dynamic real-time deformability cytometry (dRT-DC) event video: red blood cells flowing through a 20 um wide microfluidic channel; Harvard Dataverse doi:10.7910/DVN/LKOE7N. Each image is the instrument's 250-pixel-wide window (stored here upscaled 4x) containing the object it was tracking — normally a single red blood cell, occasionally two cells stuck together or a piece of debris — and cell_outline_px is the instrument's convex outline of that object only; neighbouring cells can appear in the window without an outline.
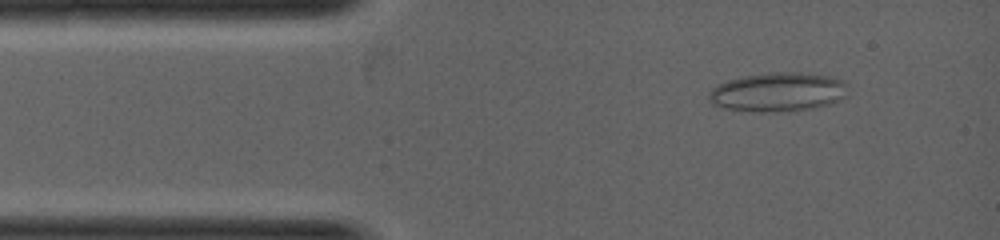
{"species": "common noctule bat (a hibernating species)", "species_latin": "Nyctalus noctula", "temperature_condition": "warm", "stored_images_in_passage": 6, "camera_frame_rate_fps": 5000, "um_per_image_px": 0.085, "animal": {"sex": "female", "body_mass_g": 19.0, "forearm_length_mm": 53.3}, "frame": {"image": 1, "passage_image": 2, "time_ms": 0.2, "image_size_px": [1000, 240], "cell_outline_px": [[848, 96], [840, 100], [828, 104], [812, 108], [788, 112], [752, 112], [724, 108], [712, 104], [708, 100], [708, 96], [712, 88], [716, 84], [728, 80], [744, 76], [768, 72], [800, 72], [832, 76], [844, 80], [848, 84]], "centroid_in_image_um": [66.16, 7.82], "position_along_channel_um": 18.8, "area_um2": 32.37}}
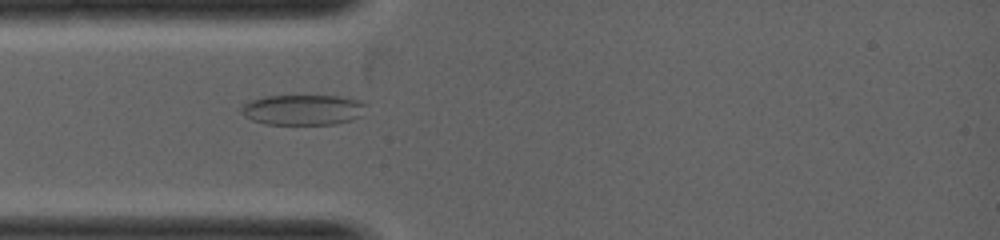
{"frame": {"image": 2, "passage_image": 6, "time_ms": 1.2, "image_size_px": [1000, 240], "cell_outline_px": [[368, 104], [360, 116], [352, 120], [336, 124], [264, 124], [252, 120], [244, 116], [240, 112], [240, 108], [248, 100], [264, 96], [340, 96], [360, 100]], "centroid_in_image_um": [25.74, 9.33], "position_along_channel_um": 59.3, "area_um2": 22.37}}